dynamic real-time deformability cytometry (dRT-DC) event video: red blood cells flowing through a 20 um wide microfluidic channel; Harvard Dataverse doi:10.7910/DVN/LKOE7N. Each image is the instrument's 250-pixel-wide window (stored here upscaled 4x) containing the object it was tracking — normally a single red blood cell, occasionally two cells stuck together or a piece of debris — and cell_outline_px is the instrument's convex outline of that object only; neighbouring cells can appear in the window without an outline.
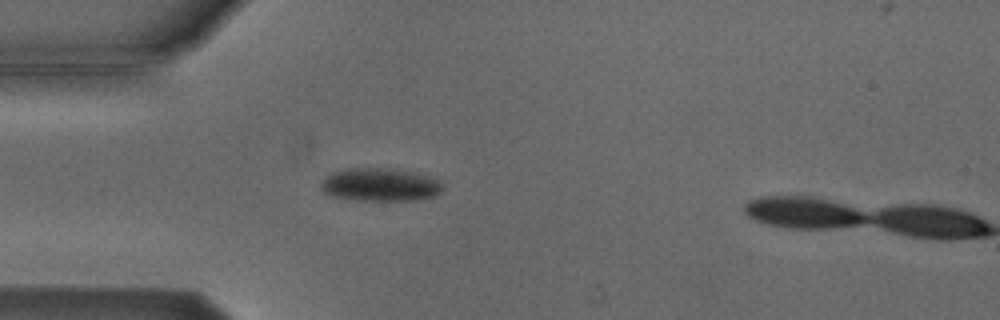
{"species": "Egyptian fruit bat (a non-hibernating species)", "species_latin": "Rousettus aegyptiacus", "temperature_condition": "cold", "stored_images_in_passage": 5, "camera_frame_rate_fps": 3000, "um_per_image_px": 0.085, "animal": {"sex": "male"}, "frame": {"image": 1, "passage_image": 4, "time_ms": 3.333, "image_size_px": [1000, 320], "cell_outline_px": [[444, 188], [436, 196], [412, 200], [356, 200], [332, 196], [324, 192], [320, 188], [320, 184], [324, 176], [332, 172], [348, 168], [388, 168], [412, 172], [428, 176], [440, 180], [444, 184]], "centroid_in_image_um": [32.3, 15.69], "position_along_channel_um": 52.7, "area_um2": 23.64}}